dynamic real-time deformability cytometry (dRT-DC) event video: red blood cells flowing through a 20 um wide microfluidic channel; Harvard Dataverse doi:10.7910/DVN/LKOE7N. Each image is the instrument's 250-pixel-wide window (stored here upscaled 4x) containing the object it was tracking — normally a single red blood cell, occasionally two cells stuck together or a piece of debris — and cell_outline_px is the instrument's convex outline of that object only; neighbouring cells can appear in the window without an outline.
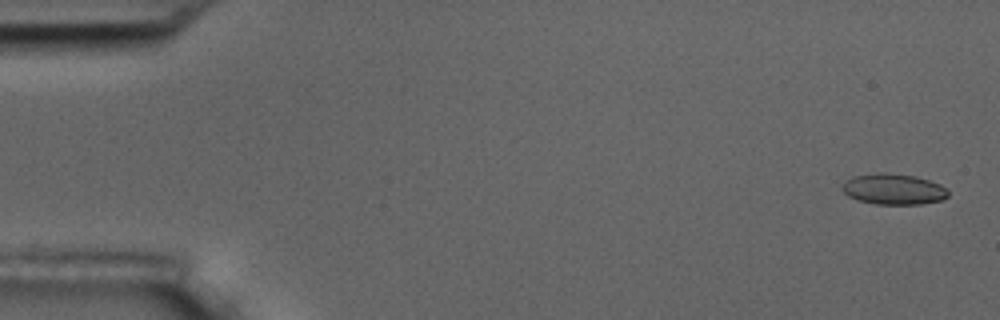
{"species": "common noctule bat (a hibernating species)", "species_latin": "Nyctalus noctula", "temperature_condition": "room temperature", "stored_images_in_passage": 3, "camera_frame_rate_fps": 3000, "um_per_image_px": 0.085, "animal": {"sex": "male", "body_mass_g": 17.5, "forearm_length_mm": 52.3}, "frame": {"image": 1, "passage_image": 1, "time_ms": 0.0, "image_size_px": [1000, 320], "cell_outline_px": [[948, 196], [944, 200], [920, 204], [876, 204], [856, 200], [848, 196], [840, 188], [852, 176], [880, 172], [888, 172], [912, 176], [928, 180], [940, 184], [948, 192]], "centroid_in_image_um": [75.93, 16.08], "position_along_channel_um": 9.1, "area_um2": 19.02}}